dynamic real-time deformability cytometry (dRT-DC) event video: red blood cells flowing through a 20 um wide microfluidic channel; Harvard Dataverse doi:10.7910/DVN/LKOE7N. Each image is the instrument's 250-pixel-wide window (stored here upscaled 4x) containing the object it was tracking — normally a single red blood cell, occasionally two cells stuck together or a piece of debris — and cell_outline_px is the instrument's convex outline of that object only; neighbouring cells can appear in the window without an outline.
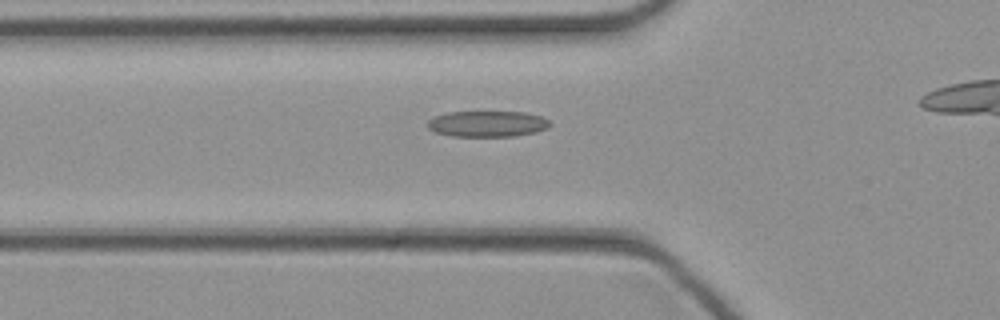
{"species": "common noctule bat (a hibernating species)", "species_latin": "Nyctalus noctula", "temperature_condition": "cold", "stored_images_in_passage": 24, "camera_frame_rate_fps": 3000, "um_per_image_px": 0.085, "animal": {"sex": "female", "body_mass_g": 21.9}, "frame": {"image": 1, "passage_image": 2, "time_ms": 0.333, "image_size_px": [1000, 320], "cell_outline_px": [[552, 124], [548, 128], [536, 132], [516, 136], [452, 136], [436, 132], [428, 128], [428, 120], [444, 112], [524, 112], [540, 116], [548, 120]], "centroid_in_image_um": [41.44, 10.52], "position_along_channel_um": 84.4, "area_um2": 18.5}}
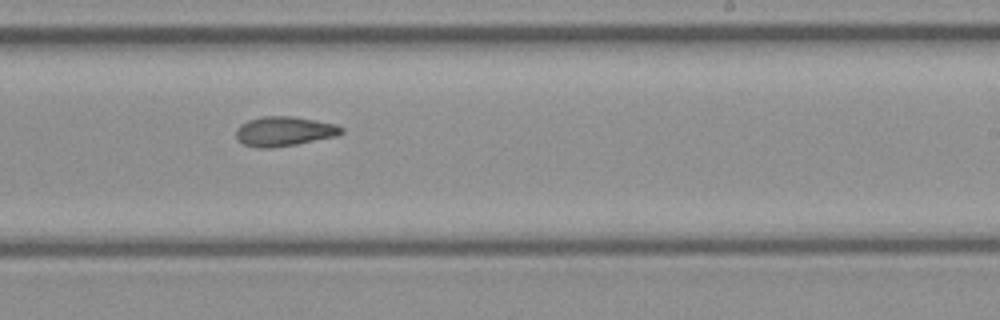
{"frame": {"image": 2, "passage_image": 14, "time_ms": 4.333, "image_size_px": [1000, 320], "cell_outline_px": [[344, 132], [336, 136], [296, 144], [272, 148], [256, 148], [244, 144], [236, 136], [236, 128], [240, 124], [248, 120], [264, 116], [292, 116], [316, 120], [336, 124], [344, 128]], "centroid_in_image_um": [24.16, 11.16], "position_along_channel_um": 264.8, "area_um2": 18.21}}
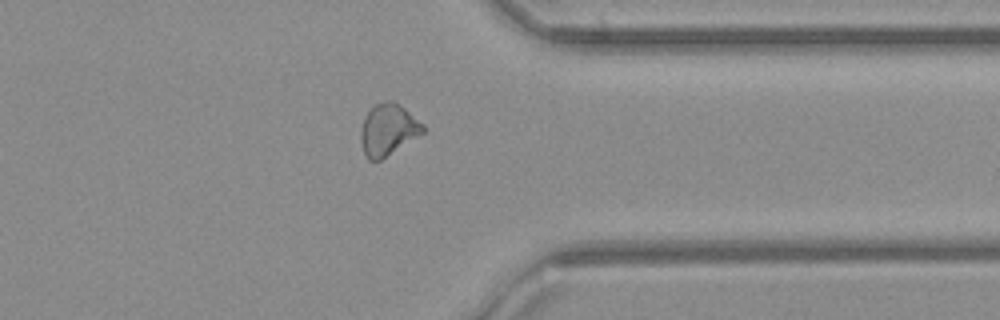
{"frame": {"image": 3, "passage_image": 22, "time_ms": 7.0, "image_size_px": [1000, 320], "cell_outline_px": [[424, 132], [380, 160], [368, 160], [364, 156], [360, 140], [360, 132], [364, 116], [376, 104], [388, 100], [392, 100], [400, 104], [424, 124]], "centroid_in_image_um": [32.96, 11.02], "position_along_channel_um": 378.4, "area_um2": 18.61}}